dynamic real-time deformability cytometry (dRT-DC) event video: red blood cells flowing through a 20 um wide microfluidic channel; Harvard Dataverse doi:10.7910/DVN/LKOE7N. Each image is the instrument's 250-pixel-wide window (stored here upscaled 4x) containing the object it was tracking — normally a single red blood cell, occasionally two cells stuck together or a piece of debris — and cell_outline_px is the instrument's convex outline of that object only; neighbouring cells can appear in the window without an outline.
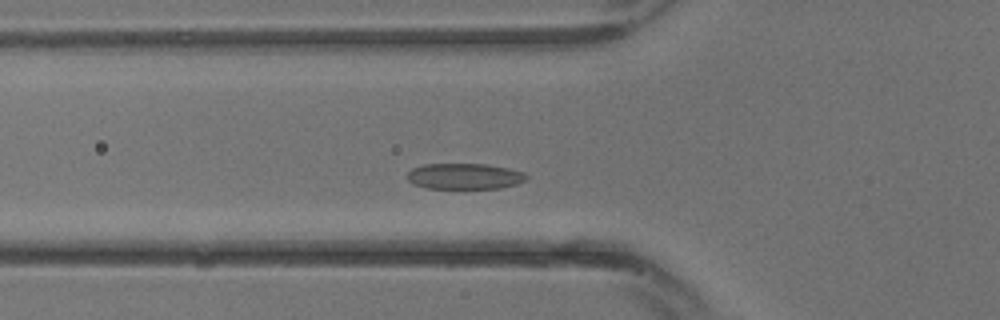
{"species": "common noctule bat (a hibernating species)", "species_latin": "Nyctalus noctula", "temperature_condition": "warm", "stored_images_in_passage": 13, "camera_frame_rate_fps": 3000, "um_per_image_px": 0.085, "animal": {"sex": "male", "body_mass_g": 13.3}, "frame": {"image": 1, "passage_image": 5, "time_ms": 1.333, "image_size_px": [1000, 320], "cell_outline_px": [[528, 176], [524, 180], [516, 184], [500, 188], [424, 188], [412, 184], [408, 180], [408, 172], [412, 168], [424, 164], [488, 164], [524, 172]], "centroid_in_image_um": [39.45, 14.98], "position_along_channel_um": 86.3, "area_um2": 17.92}}
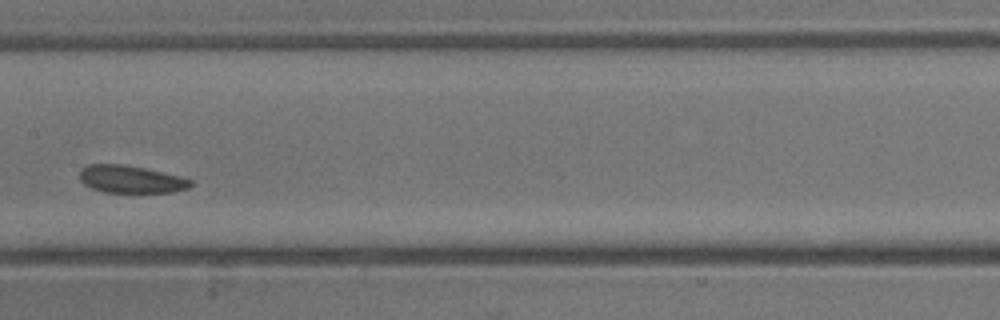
{"frame": {"image": 2, "passage_image": 10, "time_ms": 3.0, "image_size_px": [1000, 320], "cell_outline_px": [[192, 184], [188, 188], [172, 192], [104, 192], [92, 188], [84, 184], [80, 180], [80, 168], [88, 164], [120, 164], [144, 168], [180, 176], [192, 180]], "centroid_in_image_um": [11.1, 15.23], "position_along_channel_um": 196.3, "area_um2": 17.69}}
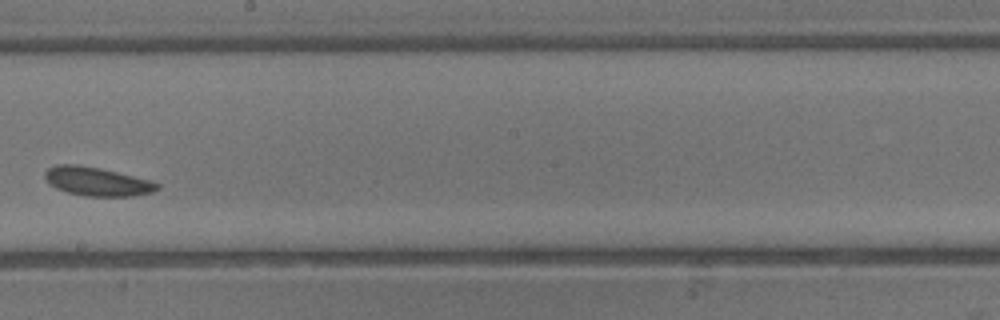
{"frame": {"image": 3, "passage_image": 12, "time_ms": 3.667, "image_size_px": [1000, 320], "cell_outline_px": [[160, 188], [152, 192], [132, 196], [84, 196], [68, 192], [56, 188], [48, 184], [44, 176], [44, 172], [48, 168], [56, 164], [76, 164], [100, 168], [152, 180], [160, 184]], "centroid_in_image_um": [8.24, 15.42], "position_along_channel_um": 240.0, "area_um2": 18.96}}